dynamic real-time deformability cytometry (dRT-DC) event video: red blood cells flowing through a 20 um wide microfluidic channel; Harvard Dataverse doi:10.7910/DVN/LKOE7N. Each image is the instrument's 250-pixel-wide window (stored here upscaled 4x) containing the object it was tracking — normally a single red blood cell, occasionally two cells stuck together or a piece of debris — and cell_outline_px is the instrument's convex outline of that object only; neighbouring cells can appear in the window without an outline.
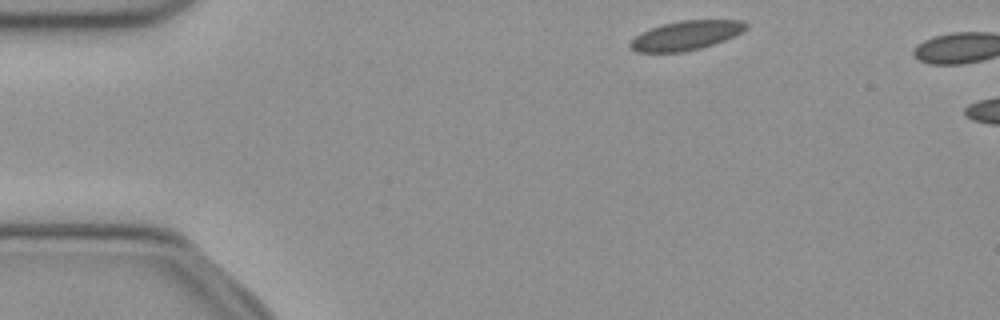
{"species": "common noctule bat (a hibernating species)", "species_latin": "Nyctalus noctula", "temperature_condition": "cold", "stored_images_in_passage": 3, "camera_frame_rate_fps": 3000, "um_per_image_px": 0.085, "animal": {"sex": "female", "body_mass_g": 21.9}, "frame": {"image": 1, "passage_image": 1, "time_ms": 0.0, "image_size_px": [1000, 320], "cell_outline_px": [[748, 28], [724, 40], [700, 48], [684, 52], [636, 52], [628, 48], [628, 44], [640, 32], [664, 24], [680, 20], [744, 20], [748, 24]], "centroid_in_image_um": [58.28, 3.01], "position_along_channel_um": 26.7, "area_um2": 19.65}}